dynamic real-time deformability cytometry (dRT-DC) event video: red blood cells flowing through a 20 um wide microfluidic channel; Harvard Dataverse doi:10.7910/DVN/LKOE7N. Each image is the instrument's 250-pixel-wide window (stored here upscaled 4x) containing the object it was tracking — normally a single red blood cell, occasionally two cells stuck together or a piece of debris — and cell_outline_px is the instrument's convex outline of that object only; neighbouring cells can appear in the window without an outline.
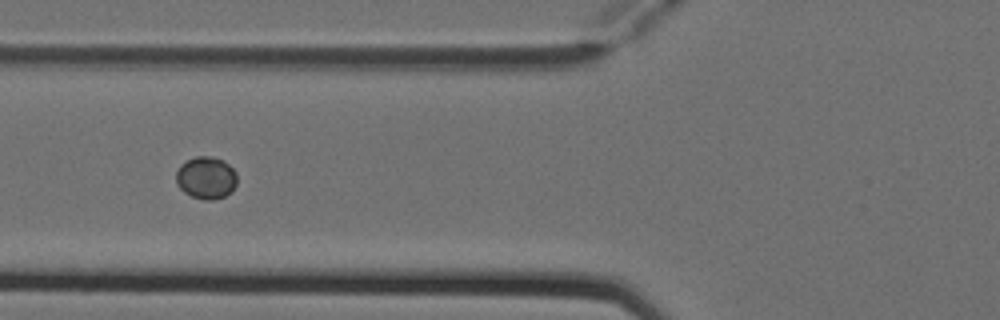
{"species": "Egyptian fruit bat (a non-hibernating species)", "species_latin": "Rousettus aegyptiacus", "temperature_condition": "cold", "stored_images_in_passage": 7, "camera_frame_rate_fps": 3000, "um_per_image_px": 0.085, "animal": {"sex": "female"}, "frame": {"image": 1, "passage_image": 5, "time_ms": 1.333, "image_size_px": [1000, 320], "cell_outline_px": [[236, 184], [232, 192], [224, 196], [212, 200], [204, 200], [192, 196], [184, 192], [176, 184], [176, 172], [180, 164], [196, 156], [212, 156], [224, 160], [236, 172]], "centroid_in_image_um": [17.52, 15.1], "position_along_channel_um": 108.3, "area_um2": 15.14}}
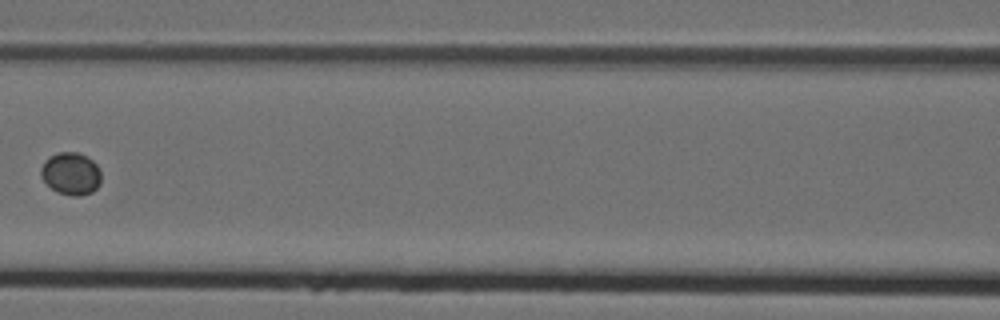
{"frame": {"image": 2, "passage_image": 6, "time_ms": 1.667, "image_size_px": [1000, 320], "cell_outline_px": [[100, 184], [92, 192], [80, 196], [72, 196], [56, 192], [40, 176], [40, 168], [44, 160], [48, 156], [56, 152], [80, 152], [92, 160], [96, 164], [100, 172]], "centroid_in_image_um": [6.0, 14.74], "position_along_channel_um": 160.6, "area_um2": 15.09}}
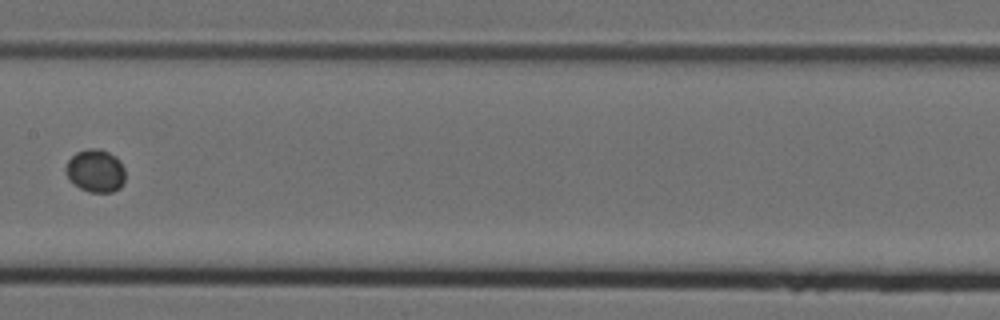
{"frame": {"image": 3, "passage_image": 7, "time_ms": 2.0, "image_size_px": [1000, 320], "cell_outline_px": [[124, 184], [120, 188], [112, 192], [88, 192], [80, 188], [64, 172], [64, 164], [76, 152], [88, 148], [100, 148], [116, 156], [120, 160], [124, 168]], "centroid_in_image_um": [8.12, 14.5], "position_along_channel_um": 199.3, "area_um2": 15.03}}